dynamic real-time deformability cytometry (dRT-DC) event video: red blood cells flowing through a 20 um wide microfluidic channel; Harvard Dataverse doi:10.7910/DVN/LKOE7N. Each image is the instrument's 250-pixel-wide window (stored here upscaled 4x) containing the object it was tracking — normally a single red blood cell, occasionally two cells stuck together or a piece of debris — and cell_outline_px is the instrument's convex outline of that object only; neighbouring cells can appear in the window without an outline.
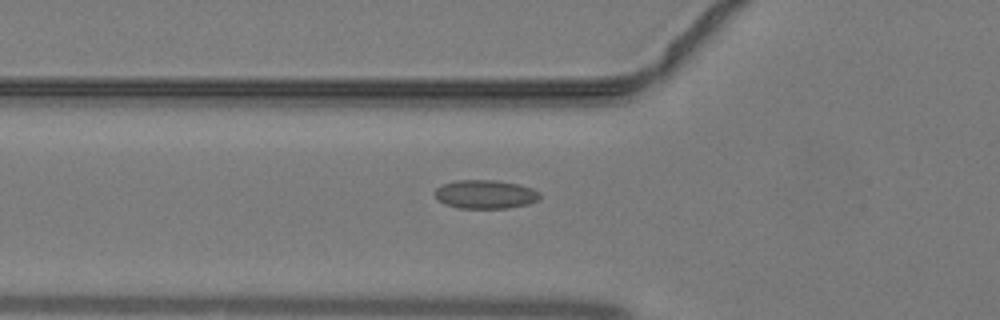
{"species": "common noctule bat (a hibernating species)", "species_latin": "Nyctalus noctula", "temperature_condition": "warm", "stored_images_in_passage": 27, "camera_frame_rate_fps": 3000, "um_per_image_px": 0.085, "animal": {"sex": "male", "body_mass_g": 19.2, "forearm_length_mm": 51.8}, "frame": {"image": 1, "passage_image": 3, "time_ms": 0.667, "image_size_px": [1000, 320], "cell_outline_px": [[540, 196], [536, 200], [528, 204], [508, 208], [460, 208], [444, 204], [436, 196], [436, 188], [444, 184], [456, 180], [496, 180], [520, 184], [532, 188], [540, 192]], "centroid_in_image_um": [41.28, 16.51], "position_along_channel_um": 84.5, "area_um2": 17.46}}
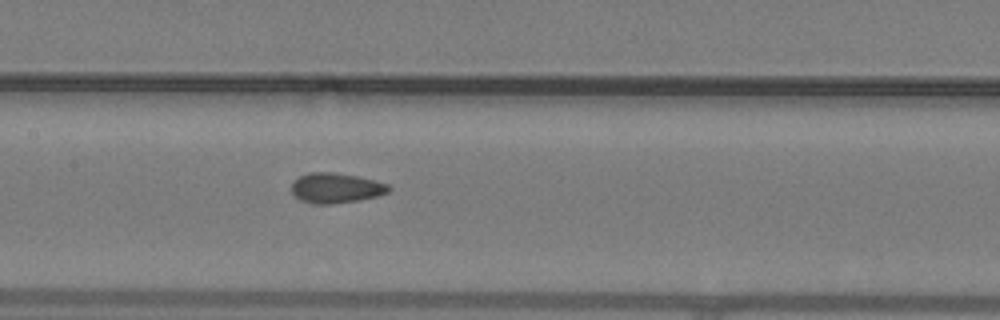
{"frame": {"image": 2, "passage_image": 9, "time_ms": 2.667, "image_size_px": [1000, 320], "cell_outline_px": [[392, 188], [388, 192], [376, 196], [356, 200], [332, 204], [316, 204], [300, 200], [292, 192], [292, 184], [300, 176], [312, 172], [336, 172], [376, 180], [388, 184]], "centroid_in_image_um": [28.57, 15.97], "position_along_channel_um": 178.8, "area_um2": 16.88}}
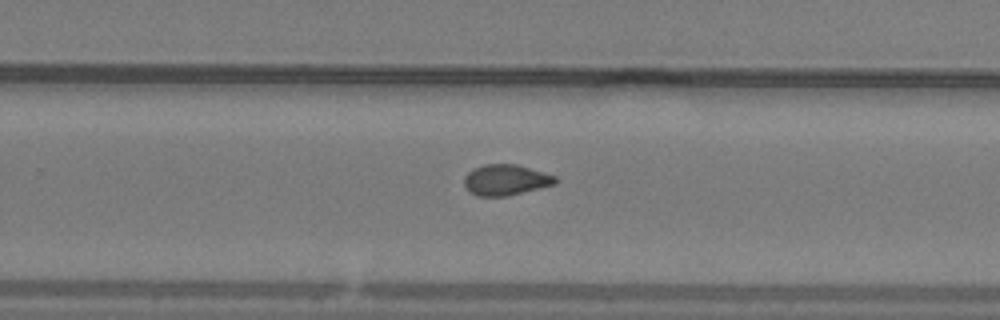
{"frame": {"image": 3, "passage_image": 16, "time_ms": 5.0, "image_size_px": [1000, 320], "cell_outline_px": [[556, 184], [508, 196], [476, 196], [468, 192], [464, 184], [464, 176], [472, 168], [484, 164], [516, 164], [556, 176]], "centroid_in_image_um": [42.94, 15.3], "position_along_channel_um": 286.9, "area_um2": 16.47}}